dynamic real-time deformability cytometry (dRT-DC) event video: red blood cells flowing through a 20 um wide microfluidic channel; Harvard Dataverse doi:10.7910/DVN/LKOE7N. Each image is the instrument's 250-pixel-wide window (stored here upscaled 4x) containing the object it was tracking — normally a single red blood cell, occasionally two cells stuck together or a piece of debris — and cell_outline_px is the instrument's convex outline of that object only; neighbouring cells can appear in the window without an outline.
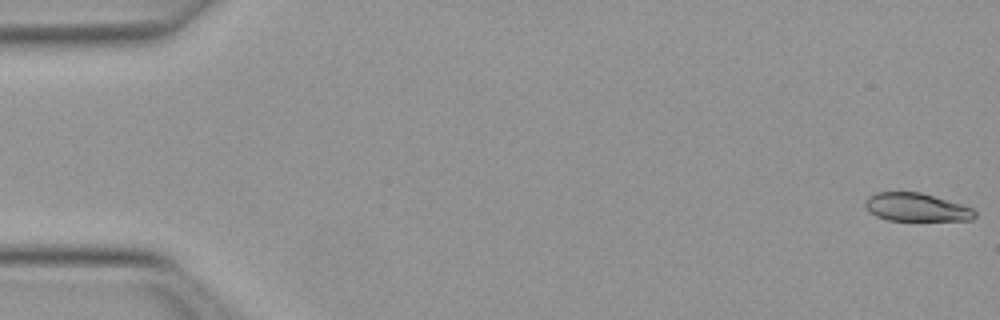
{"species": "Egyptian fruit bat (a non-hibernating species)", "species_latin": "Rousettus aegyptiacus", "temperature_condition": "warm", "stored_images_in_passage": 51, "camera_frame_rate_fps": 3000, "um_per_image_px": 0.085, "animal": {"sex": "female"}, "frame": {"image": 1, "passage_image": 1, "time_ms": 0.0, "image_size_px": [1000, 320], "cell_outline_px": [[976, 216], [972, 220], [888, 220], [876, 216], [864, 204], [864, 200], [868, 196], [876, 192], [920, 192], [960, 204], [972, 208], [976, 212]], "centroid_in_image_um": [77.88, 17.61], "position_along_channel_um": 7.1, "area_um2": 17.8}}
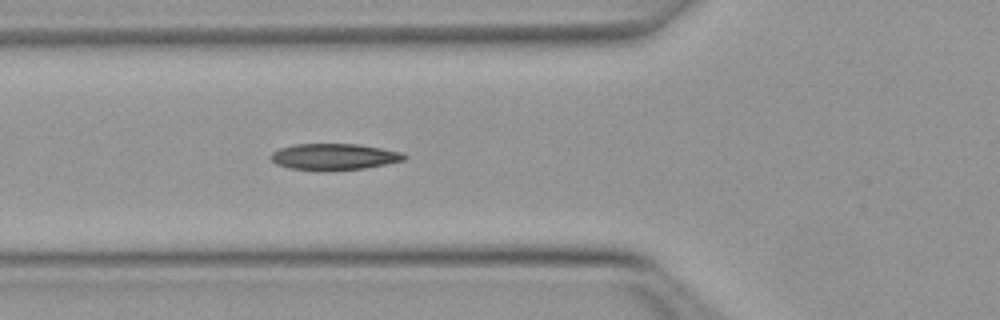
{"frame": {"image": 2, "passage_image": 19, "time_ms": 6.0, "image_size_px": [1000, 320], "cell_outline_px": [[408, 156], [404, 160], [364, 168], [324, 172], [292, 168], [276, 164], [272, 160], [272, 152], [280, 148], [292, 144], [360, 144], [404, 152]], "centroid_in_image_um": [28.42, 13.33], "position_along_channel_um": 97.4, "area_um2": 20.69}}
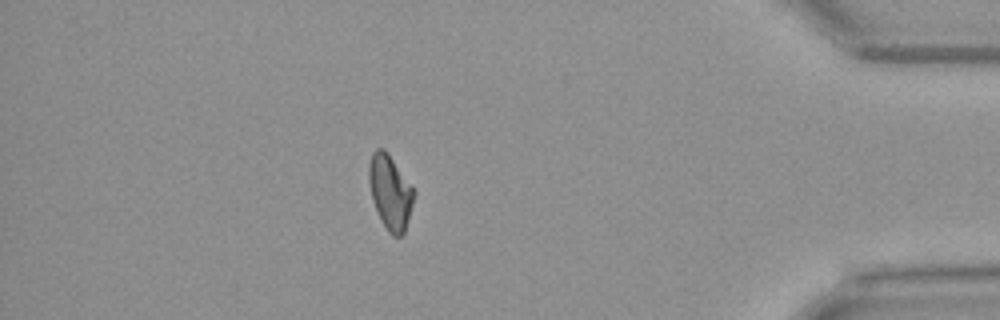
{"frame": {"image": 3, "passage_image": 45, "time_ms": 14.667, "image_size_px": [1000, 320], "cell_outline_px": [[416, 192], [404, 232], [400, 236], [392, 236], [388, 232], [380, 220], [372, 200], [368, 180], [368, 168], [372, 152], [376, 148], [384, 148]], "centroid_in_image_um": [33.14, 16.34], "position_along_channel_um": 402.1, "area_um2": 19.42}, "authors_computed_cell_mechanics": {"area_um2": 19.652, "velocity_mm_per_s": 4.0162, "shape_relaxation_time_tau1_ms": 7.7013, "shape_relaxation_time_tau2_ms": 3.19, "deformation_change_tau1": 0.2111, "deformation_change_tau2": 0.1041}}